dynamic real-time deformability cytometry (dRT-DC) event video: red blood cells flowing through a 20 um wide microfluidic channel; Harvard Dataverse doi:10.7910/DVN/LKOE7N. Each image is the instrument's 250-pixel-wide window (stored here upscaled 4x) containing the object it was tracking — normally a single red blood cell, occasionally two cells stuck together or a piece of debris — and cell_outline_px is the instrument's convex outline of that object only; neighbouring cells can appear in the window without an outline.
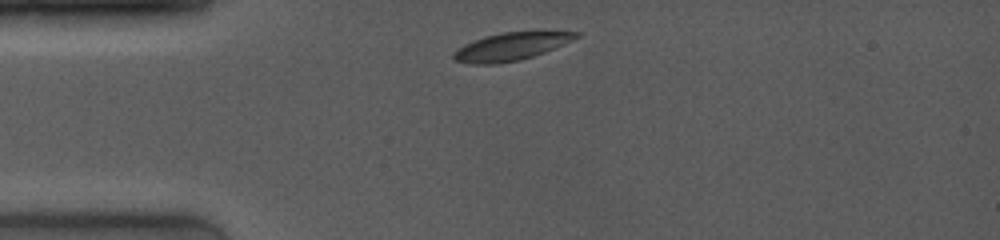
{"species": "common noctule bat (a hibernating species)", "species_latin": "Nyctalus noctula", "temperature_condition": "room temperature", "stored_images_in_passage": 5, "camera_frame_rate_fps": 4000, "um_per_image_px": 0.085, "animal": {"sex": "female", "body_mass_g": 19.0, "forearm_length_mm": 53.3}, "frame": {"image": 1, "passage_image": 1, "time_ms": 0.0, "image_size_px": [1000, 240], "cell_outline_px": [[580, 36], [564, 44], [544, 52], [520, 60], [496, 64], [472, 64], [452, 60], [452, 52], [456, 48], [464, 44], [484, 36], [500, 32], [580, 32]], "centroid_in_image_um": [43.35, 3.97], "position_along_channel_um": 41.7, "area_um2": 19.77}}
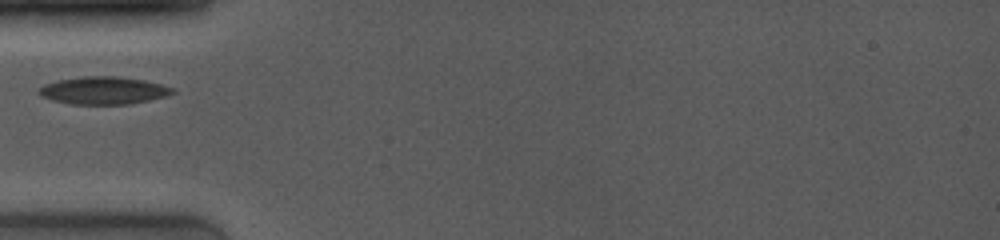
{"frame": {"image": 2, "passage_image": 3, "time_ms": 1.5, "image_size_px": [1000, 240], "cell_outline_px": [[176, 92], [168, 96], [132, 104], [68, 104], [52, 100], [40, 96], [36, 92], [44, 84], [56, 80], [84, 76], [120, 76], [144, 80], [176, 88]], "centroid_in_image_um": [8.81, 7.69], "position_along_channel_um": 76.2, "area_um2": 21.85}}
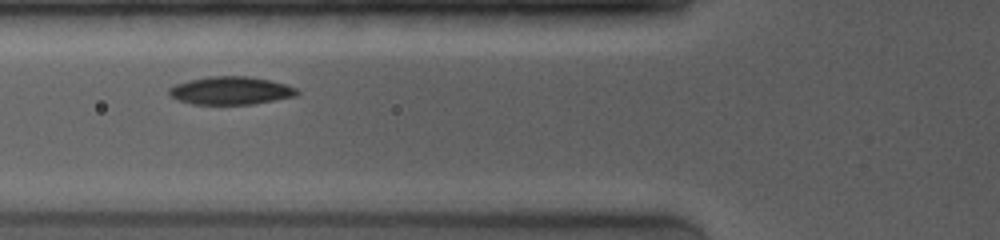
{"frame": {"image": 3, "passage_image": 4, "time_ms": 2.25, "image_size_px": [1000, 240], "cell_outline_px": [[300, 92], [296, 96], [252, 104], [192, 104], [168, 96], [168, 88], [176, 84], [188, 80], [208, 76], [248, 76], [268, 80], [284, 84], [296, 88]], "centroid_in_image_um": [19.58, 7.7], "position_along_channel_um": 106.2, "area_um2": 20.81}}